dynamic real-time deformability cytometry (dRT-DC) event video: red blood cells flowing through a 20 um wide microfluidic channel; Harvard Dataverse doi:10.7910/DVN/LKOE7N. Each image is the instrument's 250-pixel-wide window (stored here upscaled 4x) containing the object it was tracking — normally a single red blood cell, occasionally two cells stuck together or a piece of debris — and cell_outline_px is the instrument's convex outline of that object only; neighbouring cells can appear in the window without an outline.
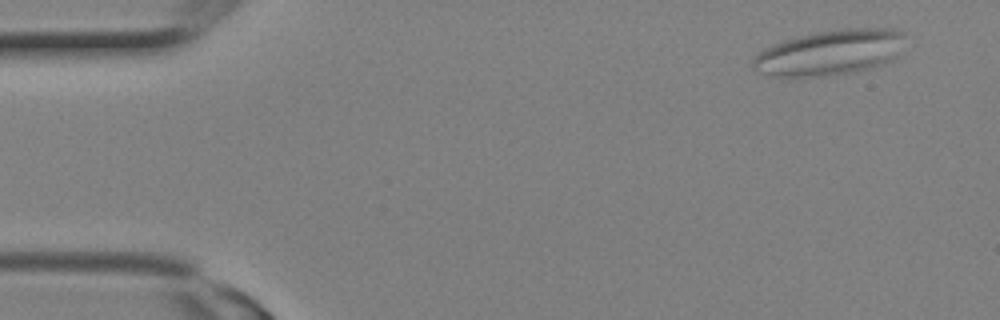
{"species": "Egyptian fruit bat (a non-hibernating species)", "species_latin": "Rousettus aegyptiacus", "temperature_condition": "room temperature", "stored_images_in_passage": 15, "camera_frame_rate_fps": 3000, "um_per_image_px": 0.085, "animal": {"sex": "female"}, "frame": {"image": 1, "passage_image": 1, "time_ms": 0.0, "image_size_px": [1000, 320], "cell_outline_px": [[904, 36], [896, 56], [892, 60], [872, 68], [832, 76], [772, 76], [756, 72], [752, 68], [752, 60], [764, 48], [772, 44], [784, 40], [816, 32], [844, 28], [896, 28], [904, 32]], "centroid_in_image_um": [70.53, 4.47], "position_along_channel_um": 14.5, "area_um2": 40.29}}
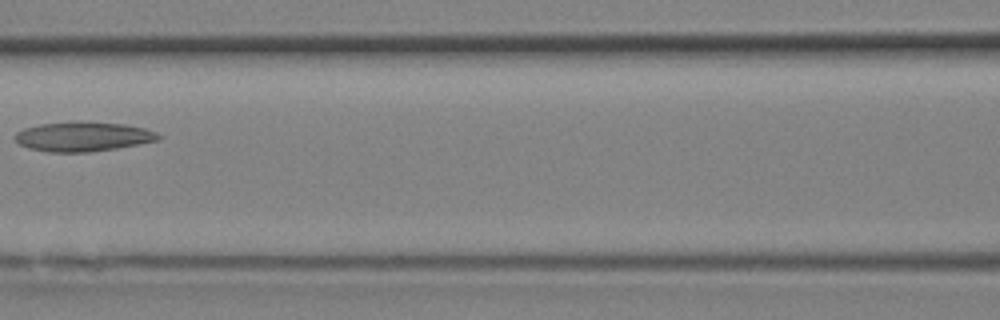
{"frame": {"image": 2, "passage_image": 11, "time_ms": 3.333, "image_size_px": [1000, 320], "cell_outline_px": [[160, 140], [116, 148], [88, 152], [48, 152], [28, 148], [20, 144], [16, 140], [16, 132], [24, 128], [40, 124], [124, 124], [144, 128], [156, 132], [160, 136]], "centroid_in_image_um": [7.06, 11.65], "position_along_channel_um": 159.5, "area_um2": 23.58}}